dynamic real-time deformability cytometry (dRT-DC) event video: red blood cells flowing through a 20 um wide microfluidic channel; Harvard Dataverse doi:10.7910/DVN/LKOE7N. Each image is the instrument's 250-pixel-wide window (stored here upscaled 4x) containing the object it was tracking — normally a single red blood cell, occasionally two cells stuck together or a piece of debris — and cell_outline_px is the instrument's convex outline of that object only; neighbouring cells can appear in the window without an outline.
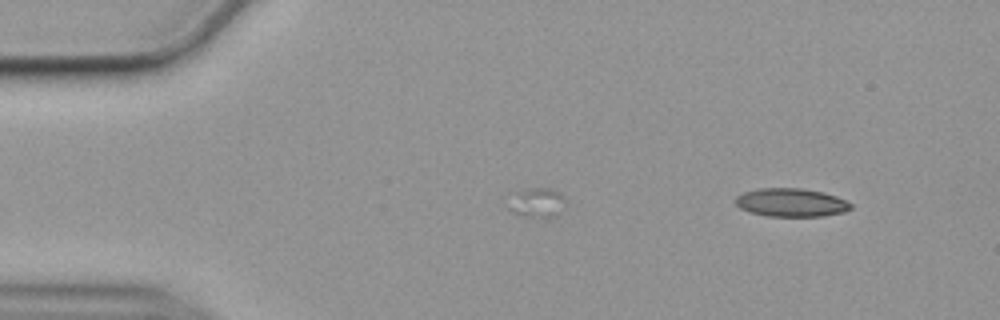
{"species": "common noctule bat (a hibernating species)", "species_latin": "Nyctalus noctula", "temperature_condition": "cold", "stored_images_in_passage": 2, "segment_of_instrument_passage": [2, 2], "camera_frame_rate_fps": 3000, "um_per_image_px": 0.085, "animal": {"sex": "female", "body_mass_g": 19.9}, "frame": {"image": 1, "passage_image": 2, "time_ms": 0.333, "image_size_px": [1000, 320], "cell_outline_px": [[852, 208], [844, 212], [824, 216], [768, 216], [748, 212], [740, 208], [736, 204], [736, 196], [744, 192], [760, 188], [804, 188], [824, 192], [836, 196], [852, 204]], "centroid_in_image_um": [67.25, 17.21], "position_along_channel_um": 17.7, "area_um2": 19.13}}